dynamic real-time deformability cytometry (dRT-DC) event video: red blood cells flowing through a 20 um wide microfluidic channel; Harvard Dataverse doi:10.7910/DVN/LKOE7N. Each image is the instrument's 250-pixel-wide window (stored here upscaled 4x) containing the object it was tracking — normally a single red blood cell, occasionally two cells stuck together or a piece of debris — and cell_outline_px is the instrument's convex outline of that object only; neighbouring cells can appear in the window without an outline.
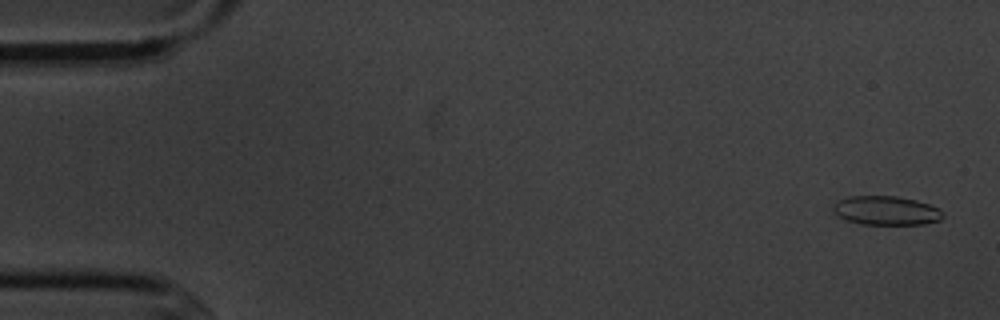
{"species": "common noctule bat (a hibernating species)", "species_latin": "Nyctalus noctula", "temperature_condition": "cold", "stored_images_in_passage": 5, "camera_frame_rate_fps": 3000, "um_per_image_px": 0.085, "animal": {"sex": "male", "body_mass_g": 20.1, "forearm_length_mm": 53.5}, "frame": {"image": 1, "passage_image": 1, "time_ms": 0.0, "image_size_px": [1000, 320], "cell_outline_px": [[944, 216], [940, 220], [924, 224], [864, 224], [848, 220], [836, 216], [832, 212], [832, 204], [836, 200], [848, 196], [896, 196], [916, 200], [940, 208], [944, 212]], "centroid_in_image_um": [75.3, 17.89], "position_along_channel_um": 9.7, "area_um2": 18.79}}